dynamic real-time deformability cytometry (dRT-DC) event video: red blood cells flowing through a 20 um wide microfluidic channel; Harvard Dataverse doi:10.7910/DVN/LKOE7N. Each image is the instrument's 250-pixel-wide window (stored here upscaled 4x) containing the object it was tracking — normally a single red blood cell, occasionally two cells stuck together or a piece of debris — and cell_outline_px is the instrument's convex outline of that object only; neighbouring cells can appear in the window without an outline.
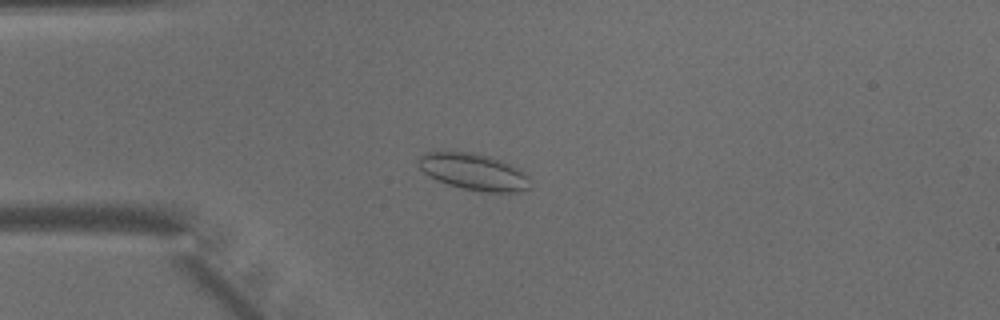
{"species": "common noctule bat (a hibernating species)", "species_latin": "Nyctalus noctula", "temperature_condition": "warm", "stored_images_in_passage": 45, "camera_frame_rate_fps": 3000, "um_per_image_px": 0.085, "animal": {"sex": "male", "body_mass_g": 15.6}, "frame": {"image": 1, "passage_image": 10, "time_ms": 3.0, "image_size_px": [1000, 320], "cell_outline_px": [[528, 188], [520, 192], [488, 192], [464, 188], [448, 184], [436, 180], [428, 176], [416, 164], [416, 156], [424, 152], [472, 152], [488, 156], [500, 160], [524, 172], [528, 176]], "centroid_in_image_um": [40.18, 14.59], "position_along_channel_um": 44.8, "area_um2": 23.7}}
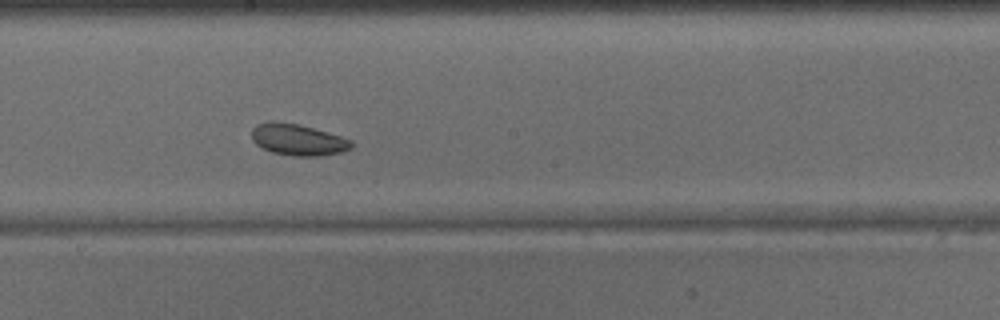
{"frame": {"image": 2, "passage_image": 24, "time_ms": 7.667, "image_size_px": [1000, 320], "cell_outline_px": [[352, 148], [344, 152], [320, 156], [292, 156], [272, 152], [256, 144], [252, 140], [252, 128], [256, 124], [296, 124], [312, 128], [340, 136], [352, 140]], "centroid_in_image_um": [25.38, 11.93], "position_along_channel_um": 222.8, "area_um2": 17.69}}
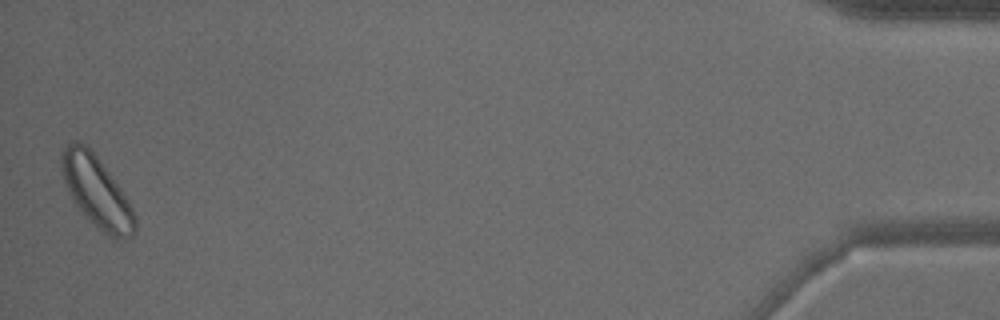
{"frame": {"image": 3, "passage_image": 45, "time_ms": 14.667, "image_size_px": [1000, 320], "cell_outline_px": [[136, 236], [124, 240], [116, 240], [108, 236], [96, 228], [88, 220], [72, 200], [64, 180], [60, 160], [60, 152], [68, 144], [76, 140], [80, 140], [88, 144], [120, 188], [128, 200], [136, 216]], "centroid_in_image_um": [8.23, 16.33], "position_along_channel_um": 427.0, "area_um2": 30.87}}